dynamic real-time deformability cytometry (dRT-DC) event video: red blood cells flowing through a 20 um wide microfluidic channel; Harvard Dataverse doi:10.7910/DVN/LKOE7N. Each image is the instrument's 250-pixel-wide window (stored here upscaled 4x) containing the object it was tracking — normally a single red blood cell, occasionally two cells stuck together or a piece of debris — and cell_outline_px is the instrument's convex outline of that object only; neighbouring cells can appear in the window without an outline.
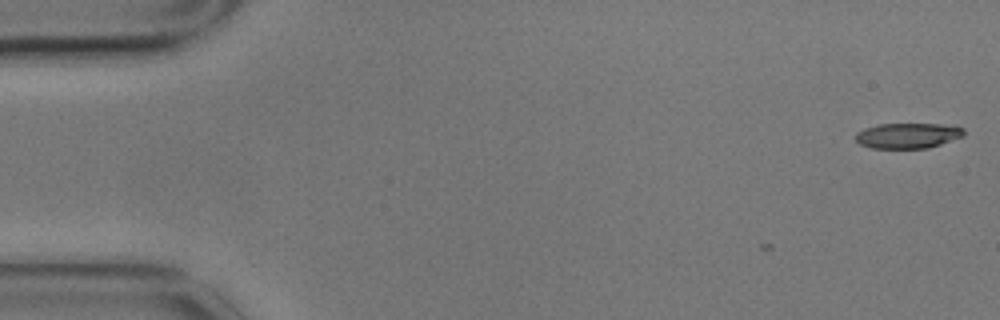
{"species": "common noctule bat (a hibernating species)", "species_latin": "Nyctalus noctula", "temperature_condition": "cold", "stored_images_in_passage": 5, "camera_frame_rate_fps": 3000, "um_per_image_px": 0.085, "animal": {"sex": "male", "body_mass_g": 17.9}, "frame": {"image": 1, "passage_image": 1, "time_ms": 0.0, "image_size_px": [1000, 320], "cell_outline_px": [[964, 136], [928, 148], [872, 148], [860, 144], [856, 140], [856, 132], [864, 128], [880, 124], [956, 124], [964, 128]], "centroid_in_image_um": [77.2, 11.51], "position_along_channel_um": 7.8, "area_um2": 16.13}}